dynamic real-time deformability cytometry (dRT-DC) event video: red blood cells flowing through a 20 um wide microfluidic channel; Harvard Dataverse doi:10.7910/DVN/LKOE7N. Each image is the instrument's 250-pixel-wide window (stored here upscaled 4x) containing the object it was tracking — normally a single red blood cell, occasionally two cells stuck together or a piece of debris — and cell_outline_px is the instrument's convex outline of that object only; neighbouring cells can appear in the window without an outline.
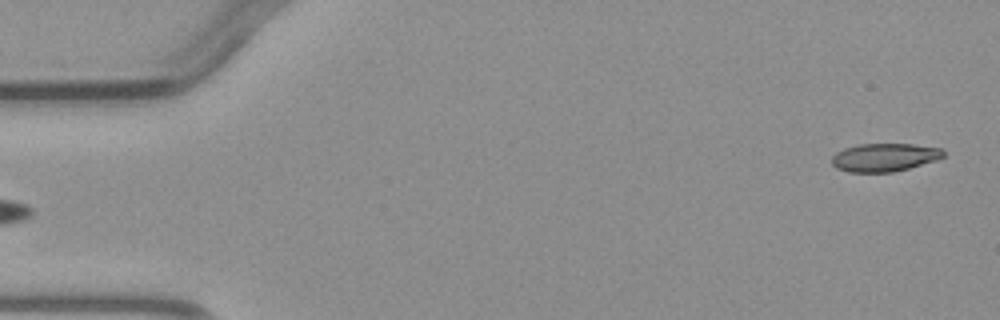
{"species": "common noctule bat (a hibernating species)", "species_latin": "Nyctalus noctula", "temperature_condition": "warm", "stored_images_in_passage": 4, "segment_of_instrument_passage": [2, 2], "camera_frame_rate_fps": 3000, "um_per_image_px": 0.085, "animal": {"sex": "male", "body_mass_g": 23.1, "forearm_length_mm": 52.7}, "frame": {"image": 1, "passage_image": 4, "time_ms": 3.667, "image_size_px": [1000, 320], "cell_outline_px": [[944, 156], [936, 160], [908, 168], [892, 172], [848, 172], [836, 168], [832, 164], [832, 156], [836, 152], [844, 148], [860, 144], [912, 144], [940, 148], [944, 152]], "centroid_in_image_um": [75.14, 13.37], "position_along_channel_um": 9.9, "area_um2": 18.21}}